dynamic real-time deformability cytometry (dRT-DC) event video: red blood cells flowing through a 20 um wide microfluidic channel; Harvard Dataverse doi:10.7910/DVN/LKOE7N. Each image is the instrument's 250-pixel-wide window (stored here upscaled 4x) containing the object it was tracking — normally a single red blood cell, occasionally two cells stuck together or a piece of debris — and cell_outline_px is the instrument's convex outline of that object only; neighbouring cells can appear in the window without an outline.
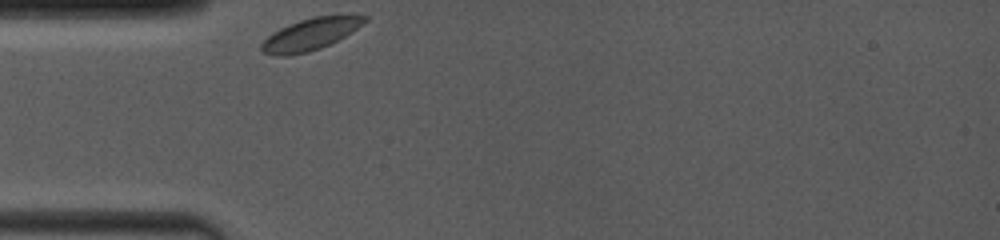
{"species": "common noctule bat (a hibernating species)", "species_latin": "Nyctalus noctula", "temperature_condition": "room temperature", "stored_images_in_passage": 8, "camera_frame_rate_fps": 4000, "um_per_image_px": 0.085, "animal": {"sex": "female", "body_mass_g": 19.0, "forearm_length_mm": 53.3}, "frame": {"image": 1, "passage_image": 1, "time_ms": 0.0, "image_size_px": [1000, 240], "cell_outline_px": [[368, 20], [344, 36], [320, 48], [308, 52], [288, 56], [276, 56], [260, 52], [260, 44], [268, 36], [280, 28], [288, 24], [312, 16], [368, 16]], "centroid_in_image_um": [26.3, 2.93], "position_along_channel_um": 58.7, "area_um2": 18.84}}
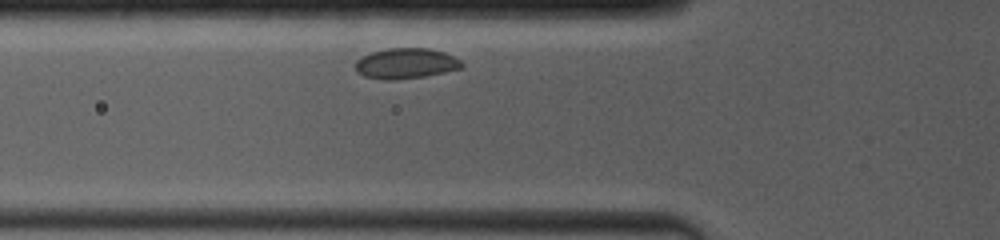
{"frame": {"image": 2, "passage_image": 6, "time_ms": 1.0, "image_size_px": [1000, 240], "cell_outline_px": [[464, 68], [424, 76], [392, 80], [364, 76], [356, 72], [356, 60], [372, 52], [388, 48], [428, 48], [444, 52], [460, 60], [464, 64]], "centroid_in_image_um": [34.52, 5.38], "position_along_channel_um": 91.3, "area_um2": 18.73}}